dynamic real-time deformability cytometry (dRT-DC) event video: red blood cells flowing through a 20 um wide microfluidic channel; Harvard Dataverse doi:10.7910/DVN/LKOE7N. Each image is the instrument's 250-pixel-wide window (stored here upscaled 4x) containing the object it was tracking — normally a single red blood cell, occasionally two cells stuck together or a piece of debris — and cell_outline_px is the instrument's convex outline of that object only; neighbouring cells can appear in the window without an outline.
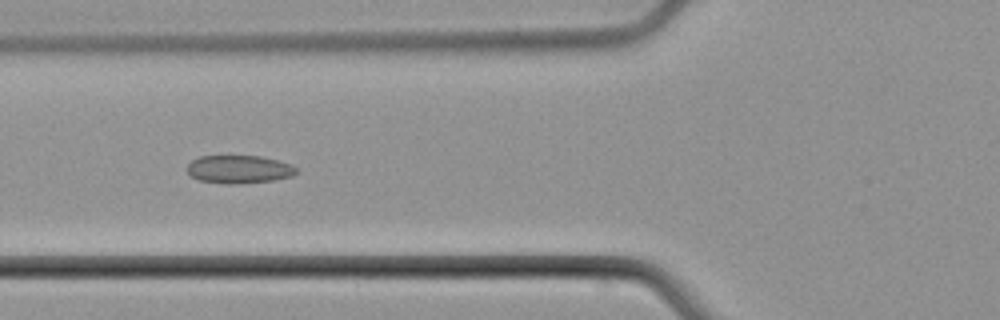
{"species": "common noctule bat (a hibernating species)", "species_latin": "Nyctalus noctula", "temperature_condition": "cold", "stored_images_in_passage": 8, "camera_frame_rate_fps": 3000, "um_per_image_px": 0.085, "animal": {"sex": "male", "body_mass_g": 21.5, "forearm_length_mm": 52.0}, "frame": {"image": 1, "passage_image": 5, "time_ms": 5.0, "image_size_px": [1000, 320], "cell_outline_px": [[300, 172], [292, 176], [272, 180], [240, 184], [228, 184], [200, 180], [192, 176], [188, 172], [188, 164], [192, 160], [200, 156], [260, 156], [292, 164]], "centroid_in_image_um": [20.35, 14.39], "position_along_channel_um": 105.4, "area_um2": 17.8}}
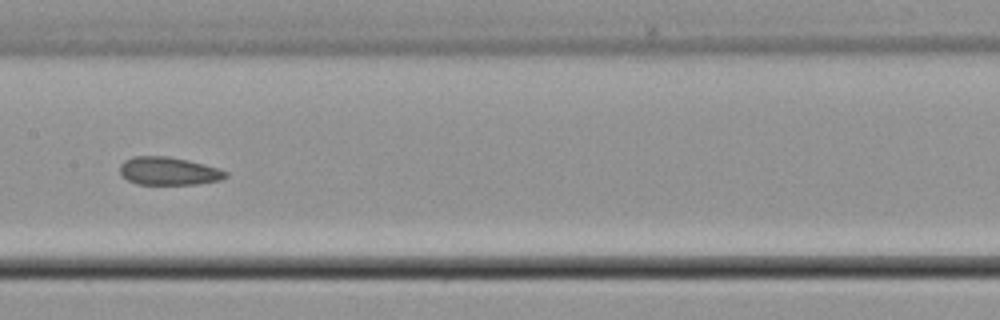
{"frame": {"image": 2, "passage_image": 7, "time_ms": 7.333, "image_size_px": [1000, 320], "cell_outline_px": [[228, 176], [220, 180], [196, 184], [136, 184], [128, 180], [120, 172], [120, 164], [124, 160], [132, 156], [168, 156], [188, 160], [220, 168], [228, 172]], "centroid_in_image_um": [14.34, 14.53], "position_along_channel_um": 193.1, "area_um2": 17.34}}
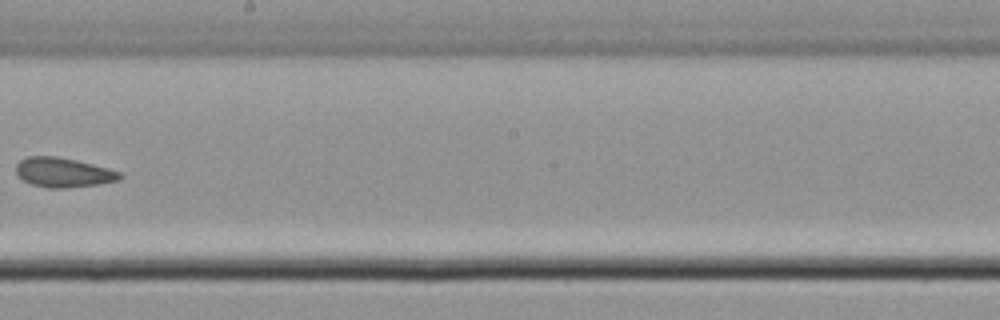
{"frame": {"image": 3, "passage_image": 8, "time_ms": 8.667, "image_size_px": [1000, 320], "cell_outline_px": [[124, 176], [120, 180], [96, 184], [64, 188], [48, 188], [32, 184], [24, 180], [16, 172], [16, 164], [20, 160], [28, 156], [56, 156], [76, 160], [108, 168], [120, 172]], "centroid_in_image_um": [5.39, 14.65], "position_along_channel_um": 242.8, "area_um2": 17.74}}